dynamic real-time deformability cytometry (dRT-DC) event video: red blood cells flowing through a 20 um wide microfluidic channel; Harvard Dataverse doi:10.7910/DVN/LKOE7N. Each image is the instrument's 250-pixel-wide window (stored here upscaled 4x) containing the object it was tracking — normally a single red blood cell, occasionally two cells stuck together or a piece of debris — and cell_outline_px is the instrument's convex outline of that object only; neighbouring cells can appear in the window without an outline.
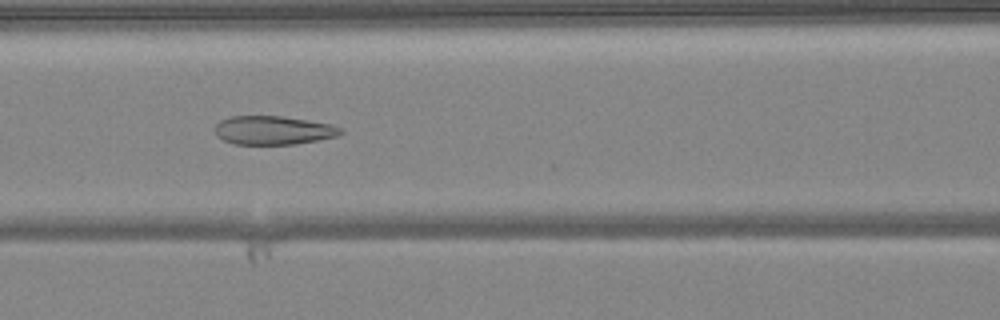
{"species": "common noctule bat (a hibernating species)", "species_latin": "Nyctalus noctula", "temperature_condition": "warm", "stored_images_in_passage": 50, "camera_frame_rate_fps": 3000, "um_per_image_px": 0.085, "animal": {"sex": "female", "body_mass_g": 24.6, "forearm_length_mm": 56.2}, "frame": {"image": 1, "passage_image": 22, "time_ms": 7.0, "image_size_px": [1000, 320], "cell_outline_px": [[344, 132], [336, 136], [296, 144], [232, 144], [216, 136], [216, 124], [220, 120], [232, 116], [280, 116], [308, 120], [332, 124], [344, 128]], "centroid_in_image_um": [23.24, 11.07], "position_along_channel_um": 143.4, "area_um2": 21.04}}
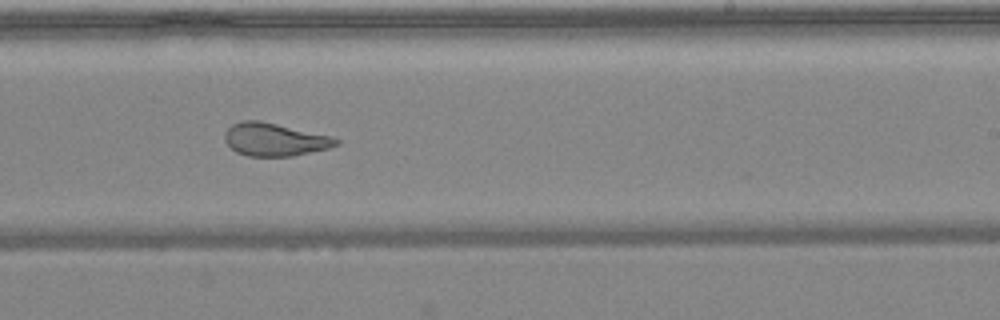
{"frame": {"image": 2, "passage_image": 31, "time_ms": 10.0, "image_size_px": [1000, 320], "cell_outline_px": [[340, 144], [328, 148], [292, 156], [248, 156], [236, 152], [224, 140], [224, 132], [232, 124], [244, 120], [260, 120], [332, 136], [340, 140]], "centroid_in_image_um": [23.34, 11.85], "position_along_channel_um": 265.7, "area_um2": 21.39}}
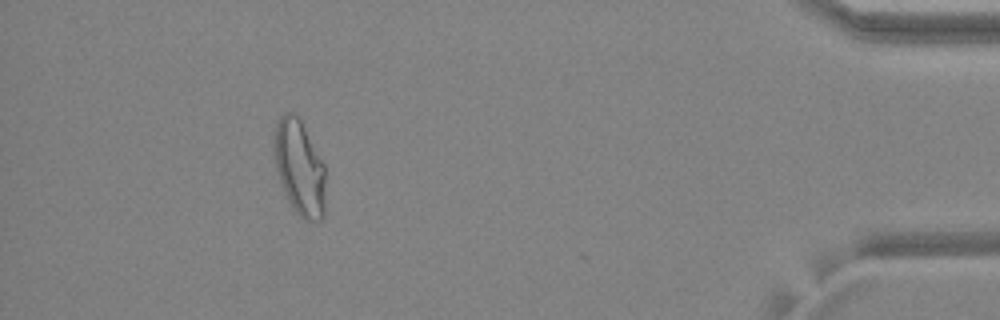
{"frame": {"image": 3, "passage_image": 46, "time_ms": 15.0, "image_size_px": [1000, 320], "cell_outline_px": [[324, 216], [320, 220], [304, 220], [292, 208], [280, 184], [276, 168], [276, 124], [280, 116], [284, 112], [292, 112], [300, 120], [324, 164]], "centroid_in_image_um": [25.47, 14.3], "position_along_channel_um": 409.7, "area_um2": 27.8}, "authors_computed_cell_mechanics": {"area_um2": 27.0504, "velocity_mm_per_s": 4.0827, "shape_relaxation_time_tau1_ms": null, "shape_relaxation_time_tau2_ms": 1.2494, "deformation_change_tau1": null, "deformation_change_tau2": 0.082}}